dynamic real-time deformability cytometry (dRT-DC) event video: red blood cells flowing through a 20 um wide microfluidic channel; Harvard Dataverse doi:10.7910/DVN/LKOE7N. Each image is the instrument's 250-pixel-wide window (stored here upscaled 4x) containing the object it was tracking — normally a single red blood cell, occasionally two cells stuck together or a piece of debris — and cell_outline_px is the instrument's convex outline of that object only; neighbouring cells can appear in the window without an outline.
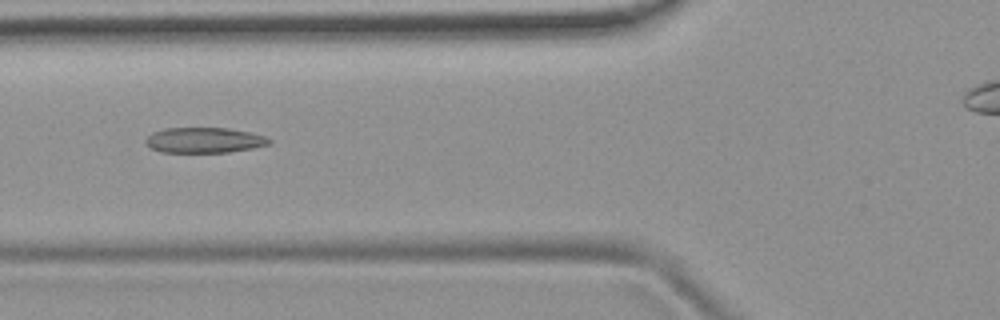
{"species": "common noctule bat (a hibernating species)", "species_latin": "Nyctalus noctula", "temperature_condition": "room temperature", "stored_images_in_passage": 8, "camera_frame_rate_fps": 3000, "um_per_image_px": 0.085, "animal": {"sex": "female", "body_mass_g": 19.9}, "frame": {"image": 1, "passage_image": 5, "time_ms": 1.333, "image_size_px": [1000, 320], "cell_outline_px": [[272, 144], [252, 148], [228, 152], [160, 152], [148, 148], [144, 144], [144, 140], [152, 132], [164, 128], [228, 128], [248, 132], [264, 136], [272, 140]], "centroid_in_image_um": [17.31, 11.92], "position_along_channel_um": 108.5, "area_um2": 18.44}}
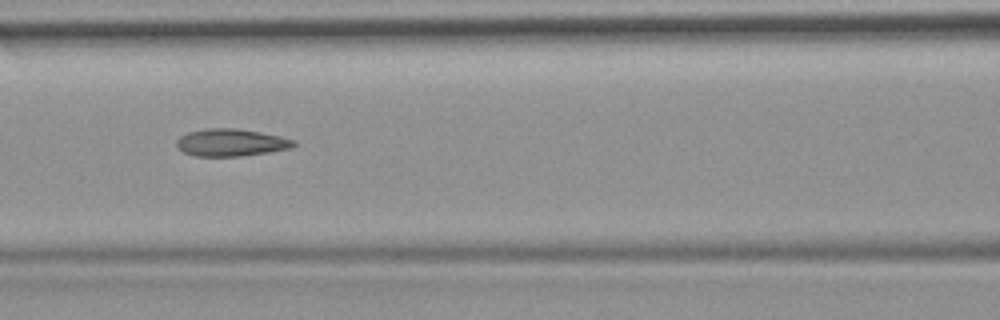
{"frame": {"image": 2, "passage_image": 6, "time_ms": 1.667, "image_size_px": [1000, 320], "cell_outline_px": [[296, 144], [292, 148], [268, 152], [240, 156], [196, 156], [184, 152], [176, 144], [176, 140], [180, 136], [188, 132], [204, 128], [236, 128], [260, 132], [280, 136], [296, 140]], "centroid_in_image_um": [19.65, 12.11], "position_along_channel_um": 147.0, "area_um2": 18.67}}
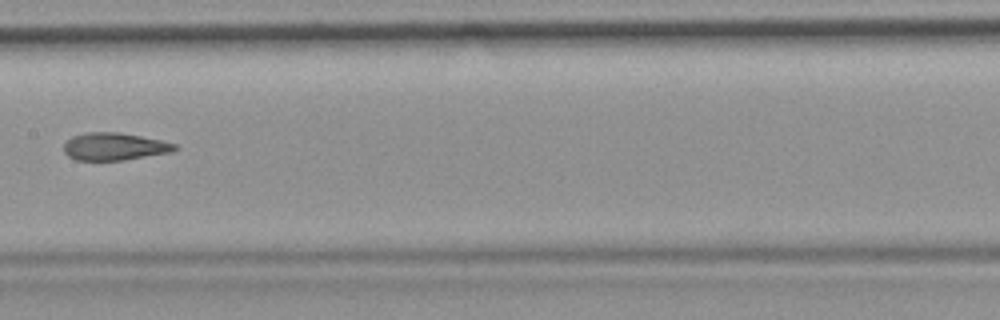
{"frame": {"image": 3, "passage_image": 7, "time_ms": 2.0, "image_size_px": [1000, 320], "cell_outline_px": [[176, 148], [172, 152], [124, 160], [76, 160], [68, 156], [64, 152], [64, 144], [72, 136], [84, 132], [120, 132], [160, 140], [176, 144]], "centroid_in_image_um": [9.69, 12.45], "position_along_channel_um": 197.7, "area_um2": 17.74}}